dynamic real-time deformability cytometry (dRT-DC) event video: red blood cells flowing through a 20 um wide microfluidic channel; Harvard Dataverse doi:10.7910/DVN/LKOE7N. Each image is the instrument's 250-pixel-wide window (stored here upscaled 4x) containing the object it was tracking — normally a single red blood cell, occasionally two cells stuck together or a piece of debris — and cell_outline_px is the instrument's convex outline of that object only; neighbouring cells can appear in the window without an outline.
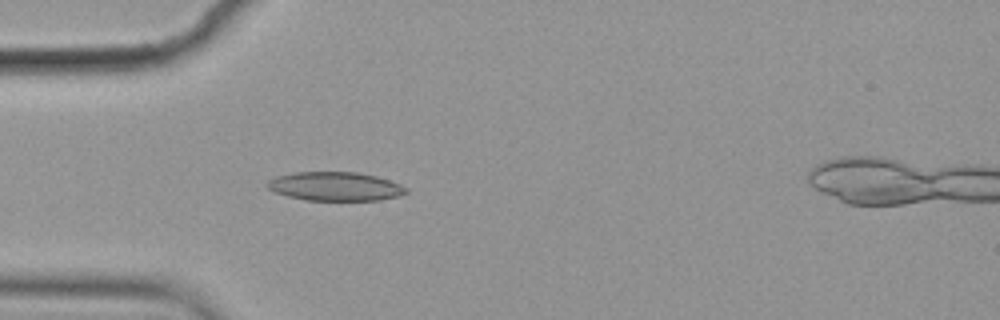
{"species": "common noctule bat (a hibernating species)", "species_latin": "Nyctalus noctula", "temperature_condition": "cold", "stored_images_in_passage": 48, "camera_frame_rate_fps": 3000, "um_per_image_px": 0.085, "animal": {"sex": "female", "body_mass_g": 19.9}, "frame": {"image": 1, "passage_image": 8, "time_ms": 2.333, "image_size_px": [1000, 320], "cell_outline_px": [[408, 192], [396, 196], [380, 200], [304, 200], [288, 196], [276, 192], [268, 188], [264, 184], [268, 180], [276, 176], [296, 172], [356, 172], [376, 176], [400, 184], [408, 188]], "centroid_in_image_um": [28.47, 15.84], "position_along_channel_um": 56.5, "area_um2": 23.24}}
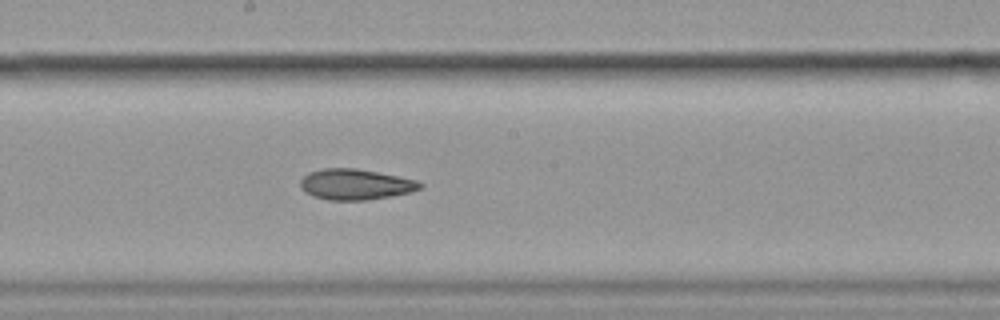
{"frame": {"image": 2, "passage_image": 22, "time_ms": 7.0, "image_size_px": [1000, 320], "cell_outline_px": [[424, 184], [420, 188], [412, 192], [368, 200], [328, 200], [312, 196], [304, 192], [300, 184], [300, 180], [308, 172], [324, 168], [356, 168], [416, 180]], "centroid_in_image_um": [30.18, 15.68], "position_along_channel_um": 218.0, "area_um2": 21.39}}
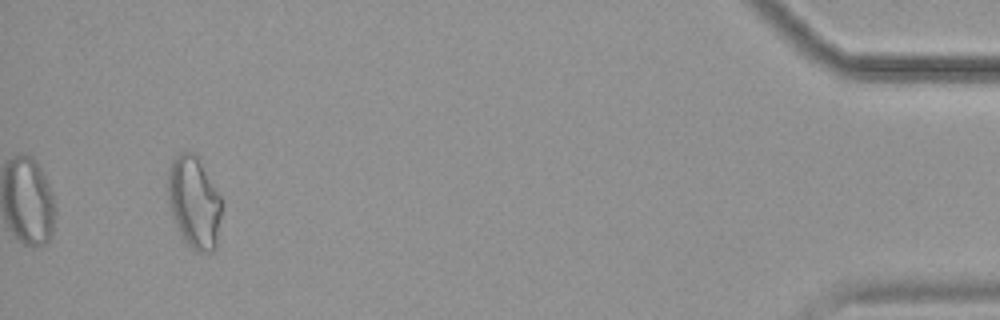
{"frame": {"image": 3, "passage_image": 45, "time_ms": 14.667, "image_size_px": [1000, 320], "cell_outline_px": [[220, 216], [216, 248], [212, 252], [196, 252], [188, 244], [172, 220], [168, 204], [168, 168], [172, 160], [180, 152], [196, 152], [220, 196]], "centroid_in_image_um": [16.47, 17.17], "position_along_channel_um": 418.7, "area_um2": 28.84}, "authors_computed_cell_mechanics": {"area_um2": 22.5709, "velocity_mm_per_s": 3.5646, "shape_relaxation_time_tau1_ms": null, "shape_relaxation_time_tau2_ms": 7.9892, "deformation_change_tau1": null, "deformation_change_tau2": 0.1755}}